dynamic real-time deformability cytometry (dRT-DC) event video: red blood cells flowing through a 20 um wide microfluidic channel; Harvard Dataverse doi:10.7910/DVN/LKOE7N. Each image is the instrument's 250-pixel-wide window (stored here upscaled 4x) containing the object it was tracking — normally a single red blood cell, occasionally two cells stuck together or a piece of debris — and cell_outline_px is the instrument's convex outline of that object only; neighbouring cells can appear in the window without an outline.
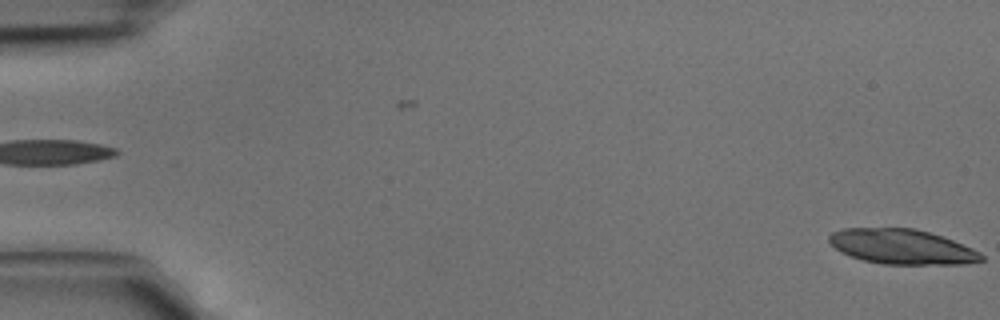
{"species": "common noctule bat (a hibernating species)", "species_latin": "Nyctalus noctula", "temperature_condition": "cold", "stored_images_in_passage": 4, "segment_of_instrument_passage": [2, 2], "camera_frame_rate_fps": 3000, "um_per_image_px": 0.085, "animal": {"sex": "male", "body_mass_g": 15.6}, "frame": {"image": 1, "passage_image": 4, "time_ms": 1.0, "image_size_px": [1000, 320], "cell_outline_px": [[984, 260], [964, 264], [884, 264], [864, 260], [840, 252], [828, 240], [828, 236], [832, 232], [844, 228], [916, 228], [944, 236], [972, 248], [980, 252], [984, 256]], "centroid_in_image_um": [76.69, 20.96], "position_along_channel_um": 8.3, "area_um2": 31.04}}